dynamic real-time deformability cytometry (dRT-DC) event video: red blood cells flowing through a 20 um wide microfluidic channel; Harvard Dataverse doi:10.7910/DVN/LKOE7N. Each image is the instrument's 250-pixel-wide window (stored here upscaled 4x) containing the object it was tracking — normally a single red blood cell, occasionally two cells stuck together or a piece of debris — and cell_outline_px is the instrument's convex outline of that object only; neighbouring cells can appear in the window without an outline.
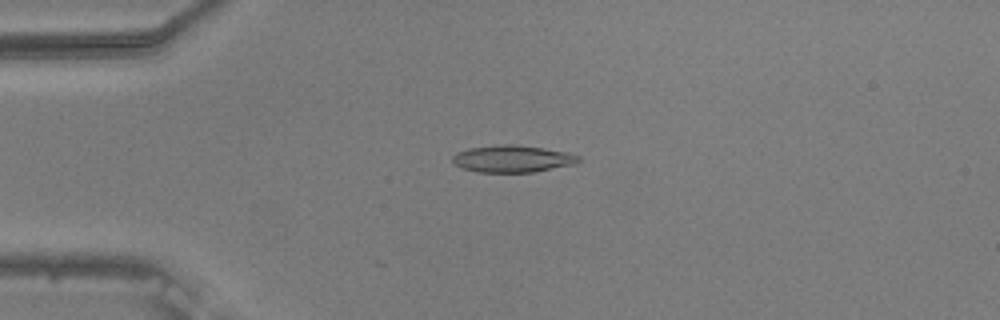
{"species": "common noctule bat (a hibernating species)", "species_latin": "Nyctalus noctula", "temperature_condition": "warm", "stored_images_in_passage": 55, "camera_frame_rate_fps": 3000, "um_per_image_px": 0.085, "animal": {"sex": "male", "body_mass_g": 20.5, "forearm_length_mm": 52.5}, "frame": {"image": 1, "passage_image": 14, "time_ms": 4.333, "image_size_px": [1000, 320], "cell_outline_px": [[580, 160], [572, 164], [532, 172], [480, 172], [464, 168], [456, 164], [452, 160], [452, 156], [456, 152], [468, 148], [500, 144], [512, 144], [568, 152], [580, 156]], "centroid_in_image_um": [43.53, 13.48], "position_along_channel_um": 41.5, "area_um2": 19.54}}
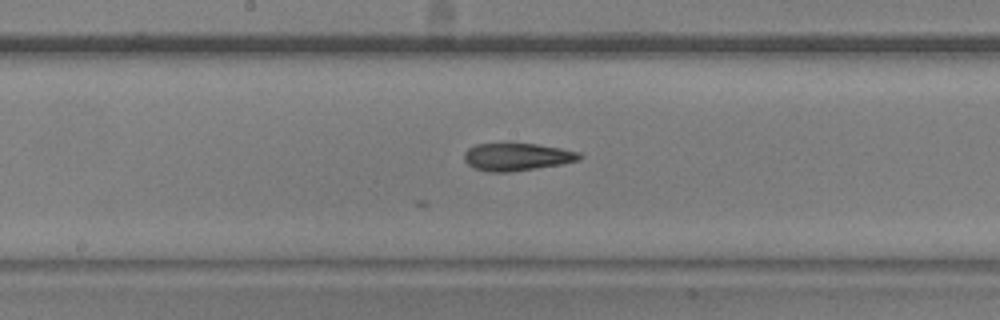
{"frame": {"image": 2, "passage_image": 29, "time_ms": 9.333, "image_size_px": [1000, 320], "cell_outline_px": [[584, 156], [580, 160], [560, 164], [536, 168], [508, 172], [488, 172], [472, 168], [464, 160], [464, 152], [468, 148], [476, 144], [536, 144], [560, 148], [580, 152]], "centroid_in_image_um": [43.93, 13.34], "position_along_channel_um": 204.3, "area_um2": 18.5}}
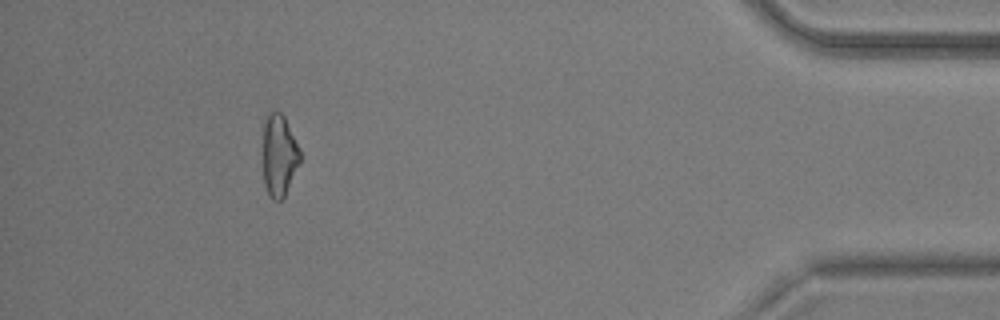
{"frame": {"image": 3, "passage_image": 50, "time_ms": 16.333, "image_size_px": [1000, 320], "cell_outline_px": [[300, 160], [284, 196], [280, 200], [272, 200], [268, 196], [264, 184], [264, 116], [268, 112], [280, 112], [284, 116], [300, 148]], "centroid_in_image_um": [23.71, 13.19], "position_along_channel_um": 411.5, "area_um2": 17.51}}